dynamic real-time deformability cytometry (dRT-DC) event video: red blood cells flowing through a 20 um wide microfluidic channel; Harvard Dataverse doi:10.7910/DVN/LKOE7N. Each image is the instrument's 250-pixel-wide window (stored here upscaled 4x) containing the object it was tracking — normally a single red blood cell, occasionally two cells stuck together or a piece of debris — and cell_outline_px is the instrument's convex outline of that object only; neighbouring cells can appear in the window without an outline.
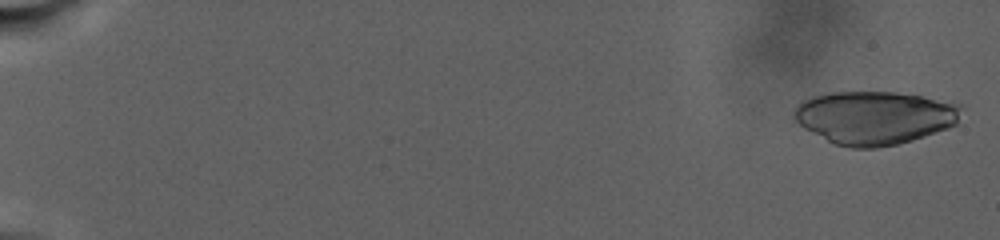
{"species": "human", "species_latin": "Homo sapiens", "temperature_condition": "warm", "stored_images_in_passage": 90, "camera_frame_rate_fps": 3000, "um_per_image_px": 0.085, "donor": {"sex": "male"}, "frame": {"image": 1, "passage_image": 2, "time_ms": 0.333, "image_size_px": [1000, 240], "cell_outline_px": [[964, 104], [956, 124], [948, 128], [912, 140], [896, 144], [876, 148], [848, 148], [832, 144], [804, 128], [792, 116], [792, 112], [796, 104], [804, 100], [816, 96], [832, 92], [896, 92], [920, 96]], "centroid_in_image_um": [74.33, 10.0], "position_along_channel_um": 10.7, "area_um2": 52.14}}
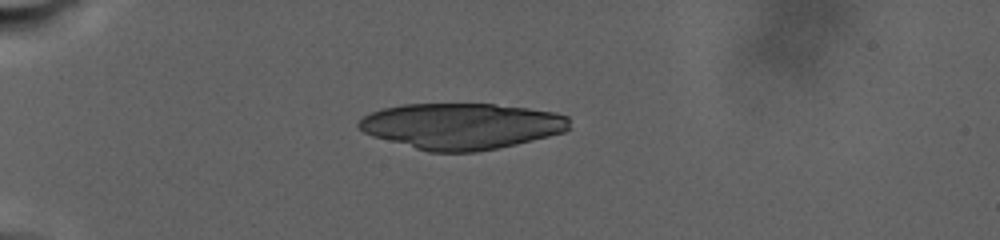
{"frame": {"image": 2, "passage_image": 28, "time_ms": 9.0, "image_size_px": [1000, 240], "cell_outline_px": [[572, 128], [564, 132], [516, 144], [476, 152], [428, 152], [372, 136], [364, 132], [356, 124], [364, 116], [372, 112], [384, 108], [404, 104], [492, 104], [528, 108], [552, 112], [568, 116]], "centroid_in_image_um": [39.23, 10.72], "position_along_channel_um": 45.8, "area_um2": 56.41}}